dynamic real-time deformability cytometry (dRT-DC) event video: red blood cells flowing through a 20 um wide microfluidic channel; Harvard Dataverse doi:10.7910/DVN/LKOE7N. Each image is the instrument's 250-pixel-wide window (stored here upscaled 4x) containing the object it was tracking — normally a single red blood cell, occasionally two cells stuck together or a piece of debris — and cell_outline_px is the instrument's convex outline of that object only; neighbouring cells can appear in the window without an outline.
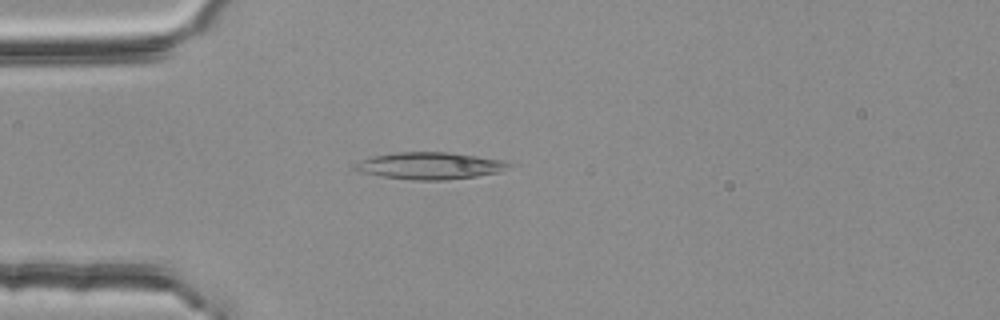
{"species": "common noctule bat (a hibernating species)", "species_latin": "Nyctalus noctula", "temperature_condition": "room temperature", "stored_images_in_passage": 53, "camera_frame_rate_fps": 3000, "um_per_image_px": 0.085, "animal": {"sex": "female", "body_mass_g": 25.1}, "frame": {"image": 1, "passage_image": 14, "time_ms": 4.333, "image_size_px": [1000, 320], "cell_outline_px": [[512, 164], [500, 172], [476, 176], [444, 180], [408, 180], [380, 176], [360, 172], [352, 168], [352, 164], [360, 160], [372, 156], [392, 152], [448, 152], [504, 160]], "centroid_in_image_um": [36.47, 14.09], "position_along_channel_um": 48.5, "area_um2": 24.39}}
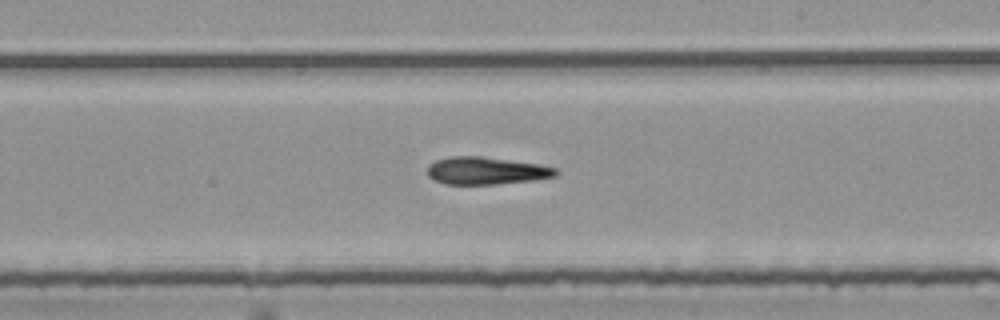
{"frame": {"image": 2, "passage_image": 31, "time_ms": 10.0, "image_size_px": [1000, 320], "cell_outline_px": [[560, 172], [556, 176], [532, 180], [496, 184], [444, 184], [432, 180], [428, 176], [428, 164], [436, 160], [452, 156], [480, 156], [536, 164], [556, 168]], "centroid_in_image_um": [41.28, 14.52], "position_along_channel_um": 247.7, "area_um2": 20.46}}
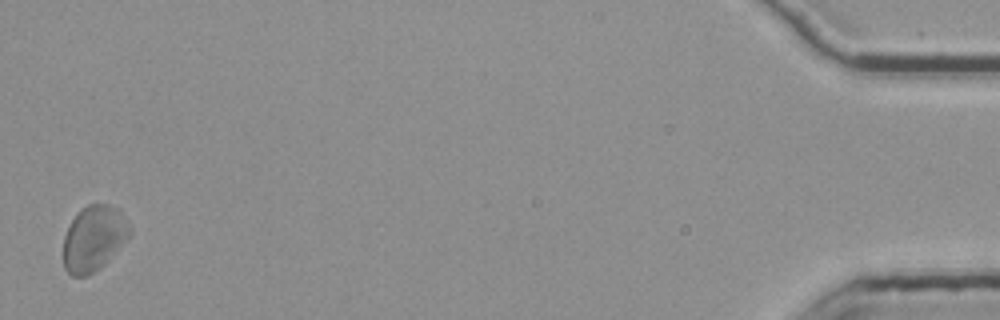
{"frame": {"image": 3, "passage_image": 53, "time_ms": 17.333, "image_size_px": [1000, 320], "cell_outline_px": [[132, 232], [108, 260], [100, 268], [88, 276], [72, 276], [64, 268], [64, 236], [76, 212], [80, 208], [88, 204], [108, 204], [116, 208], [124, 216], [132, 228]], "centroid_in_image_um": [7.96, 20.25], "position_along_channel_um": 427.2, "area_um2": 25.26}}